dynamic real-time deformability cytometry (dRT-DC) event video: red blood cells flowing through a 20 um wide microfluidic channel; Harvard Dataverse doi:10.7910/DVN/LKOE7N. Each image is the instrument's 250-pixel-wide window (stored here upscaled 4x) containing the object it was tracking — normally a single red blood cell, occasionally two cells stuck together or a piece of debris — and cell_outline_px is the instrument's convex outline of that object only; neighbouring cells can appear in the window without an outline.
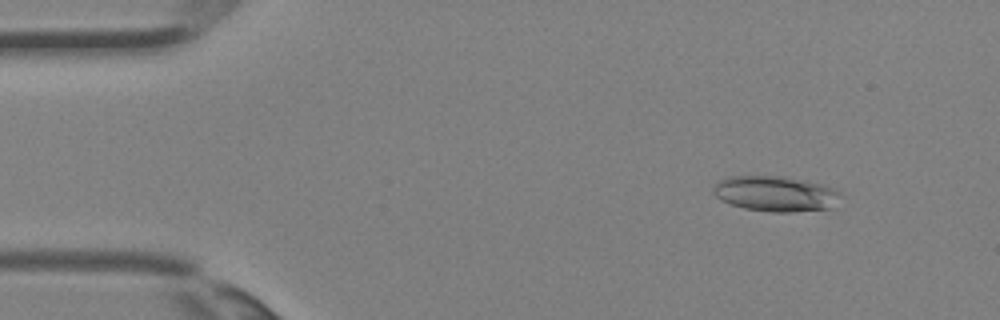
{"species": "Egyptian fruit bat (a non-hibernating species)", "species_latin": "Rousettus aegyptiacus", "temperature_condition": "room temperature", "stored_images_in_passage": 4, "camera_frame_rate_fps": 3000, "um_per_image_px": 0.085, "animal": {"sex": "female"}, "frame": {"image": 1, "passage_image": 2, "time_ms": 0.333, "image_size_px": [1000, 320], "cell_outline_px": [[844, 196], [828, 208], [792, 212], [772, 212], [744, 208], [732, 204], [716, 196], [712, 192], [712, 188], [720, 180], [728, 176], [780, 176], [804, 180], [820, 184], [832, 188], [840, 192]], "centroid_in_image_um": [65.92, 16.46], "position_along_channel_um": 19.1, "area_um2": 26.01}}